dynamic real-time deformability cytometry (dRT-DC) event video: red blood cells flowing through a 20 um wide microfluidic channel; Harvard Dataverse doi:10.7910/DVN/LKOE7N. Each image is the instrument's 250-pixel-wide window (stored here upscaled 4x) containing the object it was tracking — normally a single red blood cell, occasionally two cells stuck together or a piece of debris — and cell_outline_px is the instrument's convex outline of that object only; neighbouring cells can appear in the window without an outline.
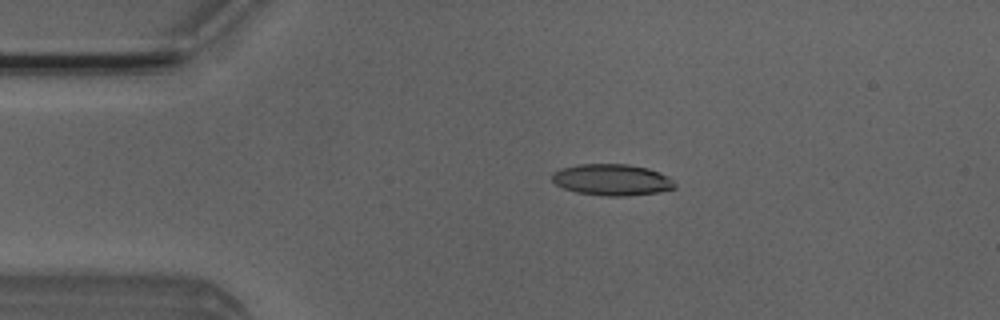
{"species": "Egyptian fruit bat (a non-hibernating species)", "species_latin": "Rousettus aegyptiacus", "temperature_condition": "room temperature", "stored_images_in_passage": 42, "camera_frame_rate_fps": 3000, "um_per_image_px": 0.085, "animal": {"sex": "male"}, "frame": {"image": 1, "passage_image": 1, "time_ms": 0.0, "image_size_px": [1000, 320], "cell_outline_px": [[676, 188], [660, 192], [628, 196], [600, 196], [576, 192], [564, 188], [556, 184], [552, 180], [552, 172], [560, 168], [580, 164], [628, 164], [648, 168], [660, 172], [668, 176], [676, 184]], "centroid_in_image_um": [52.03, 15.28], "position_along_channel_um": 33.0, "area_um2": 22.72}}
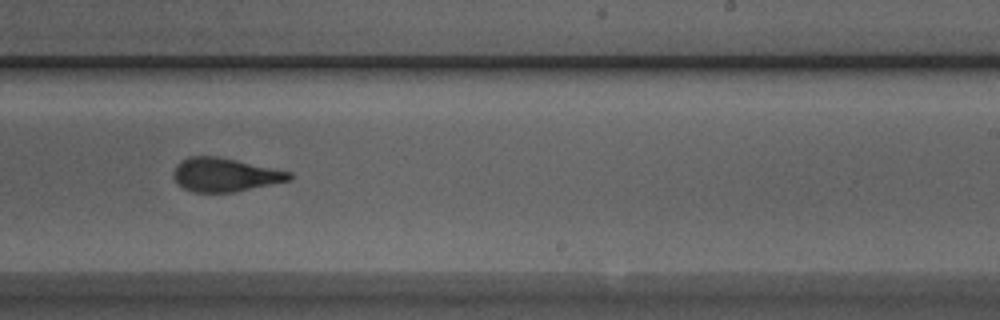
{"frame": {"image": 2, "passage_image": 22, "time_ms": 7.0, "image_size_px": [1000, 320], "cell_outline_px": [[292, 180], [232, 192], [192, 192], [176, 184], [172, 176], [172, 172], [176, 164], [180, 160], [188, 156], [216, 156], [236, 160], [292, 172]], "centroid_in_image_um": [19.06, 14.85], "position_along_channel_um": 269.9, "area_um2": 22.83}}
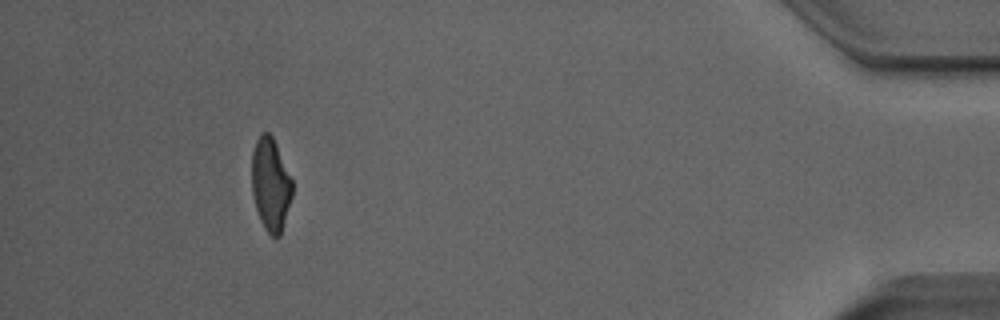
{"frame": {"image": 3, "passage_image": 38, "time_ms": 12.333, "image_size_px": [1000, 320], "cell_outline_px": [[292, 196], [280, 236], [276, 240], [264, 228], [260, 220], [256, 208], [252, 192], [252, 152], [256, 140], [260, 132], [268, 132], [272, 136], [276, 144], [292, 180]], "centroid_in_image_um": [22.99, 15.68], "position_along_channel_um": 412.2, "area_um2": 21.91}, "authors_computed_cell_mechanics": {"area_um2": 23.2934, "velocity_mm_per_s": 3.9516, "shape_relaxation_time_tau1_ms": 4.4876, "shape_relaxation_time_tau2_ms": 1.8923, "deformation_change_tau1": 0.1845, "deformation_change_tau2": 0.0867}}